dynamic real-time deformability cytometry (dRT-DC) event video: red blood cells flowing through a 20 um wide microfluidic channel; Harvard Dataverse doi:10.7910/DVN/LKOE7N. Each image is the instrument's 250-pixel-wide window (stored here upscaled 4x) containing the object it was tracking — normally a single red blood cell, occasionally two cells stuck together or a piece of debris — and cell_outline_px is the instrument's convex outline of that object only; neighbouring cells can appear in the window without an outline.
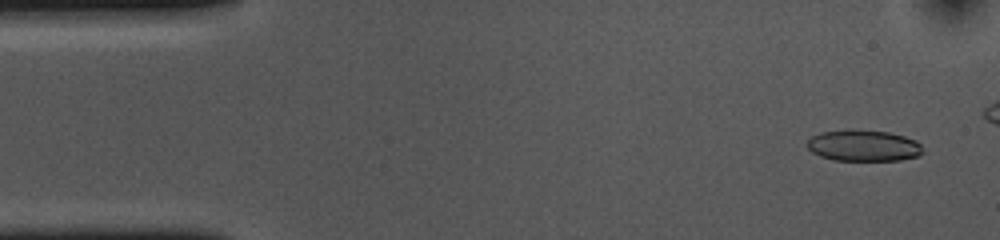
{"species": "common noctule bat (a hibernating species)", "species_latin": "Nyctalus noctula", "temperature_condition": "cold", "stored_images_in_passage": 44, "camera_frame_rate_fps": 3000, "um_per_image_px": 0.085, "animal": {"sex": "female", "body_mass_g": 10.0, "forearm_length_mm": 53.1}, "frame": {"image": 1, "passage_image": 3, "time_ms": 0.667, "image_size_px": [1000, 240], "cell_outline_px": [[924, 152], [920, 156], [900, 160], [832, 160], [820, 156], [812, 152], [808, 148], [808, 140], [812, 136], [820, 132], [848, 128], [888, 132], [904, 136], [916, 140], [920, 144]], "centroid_in_image_um": [73.4, 12.36], "position_along_channel_um": 11.6, "area_um2": 21.39}}
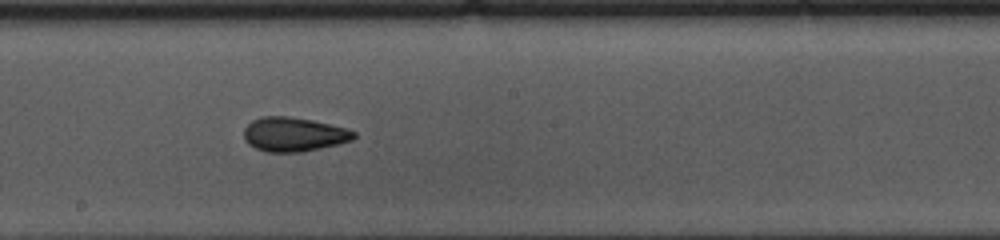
{"frame": {"image": 2, "passage_image": 28, "time_ms": 9.0, "image_size_px": [1000, 240], "cell_outline_px": [[356, 136], [352, 140], [320, 148], [300, 152], [264, 152], [248, 144], [244, 140], [244, 128], [252, 120], [260, 116], [288, 116], [312, 120], [348, 128], [356, 132]], "centroid_in_image_um": [24.95, 11.41], "position_along_channel_um": 223.3, "area_um2": 22.02}}
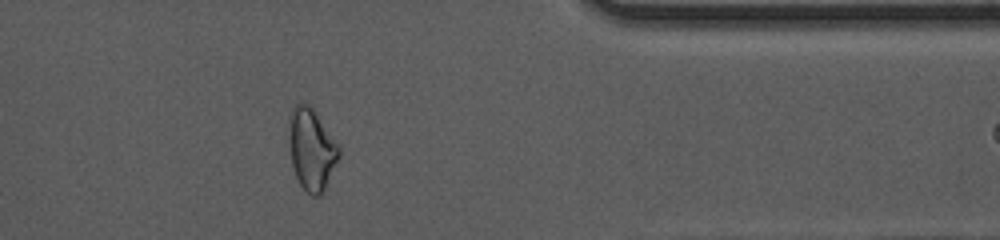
{"frame": {"image": 3, "passage_image": 43, "time_ms": 14.0, "image_size_px": [1000, 240], "cell_outline_px": [[340, 156], [320, 196], [312, 196], [300, 184], [296, 176], [292, 164], [288, 140], [288, 116], [292, 108], [296, 104], [308, 104], [312, 108], [340, 148]], "centroid_in_image_um": [26.45, 12.67], "position_along_channel_um": 385.0, "area_um2": 23.47}}